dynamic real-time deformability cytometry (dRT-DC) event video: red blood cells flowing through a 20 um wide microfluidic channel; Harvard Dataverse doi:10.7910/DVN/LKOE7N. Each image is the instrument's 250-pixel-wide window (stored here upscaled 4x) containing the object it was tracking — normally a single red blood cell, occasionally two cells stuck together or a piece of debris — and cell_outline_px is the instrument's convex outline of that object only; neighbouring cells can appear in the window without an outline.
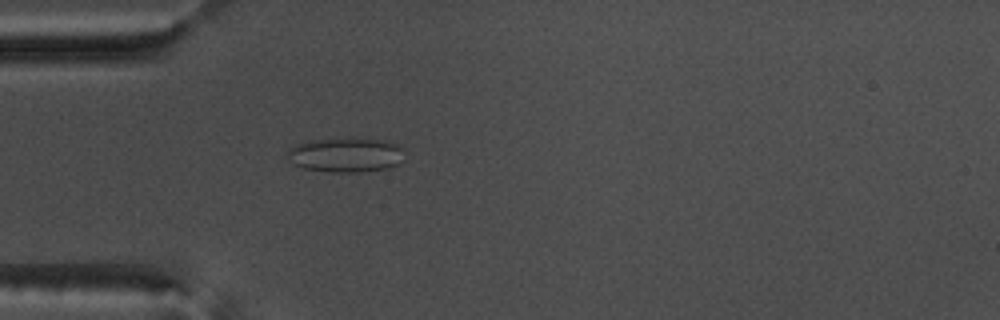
{"species": "common noctule bat (a hibernating species)", "species_latin": "Nyctalus noctula", "temperature_condition": "warm", "stored_images_in_passage": 54, "camera_frame_rate_fps": 3000, "um_per_image_px": 0.085, "animal": {"sex": "male", "body_mass_g": 17.5, "forearm_length_mm": 52.3}, "frame": {"image": 1, "passage_image": 16, "time_ms": 5.0, "image_size_px": [1000, 320], "cell_outline_px": [[404, 160], [388, 168], [360, 172], [328, 172], [304, 168], [292, 164], [288, 160], [288, 148], [296, 144], [312, 140], [388, 140], [400, 144], [404, 148]], "centroid_in_image_um": [29.42, 13.19], "position_along_channel_um": 55.6, "area_um2": 23.41}}
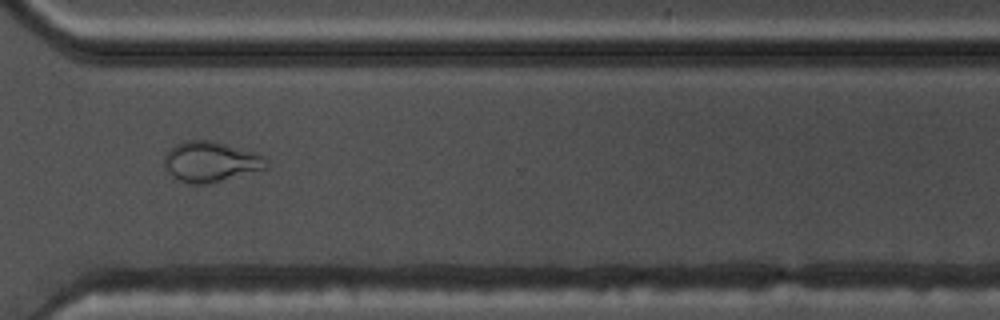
{"frame": {"image": 2, "passage_image": 40, "time_ms": 13.0, "image_size_px": [1000, 320], "cell_outline_px": [[268, 168], [204, 184], [192, 184], [180, 180], [168, 172], [164, 164], [164, 156], [168, 148], [176, 144], [188, 140], [212, 140], [252, 152], [264, 156], [268, 164]], "centroid_in_image_um": [17.87, 13.73], "position_along_channel_um": 352.7, "area_um2": 23.64}}
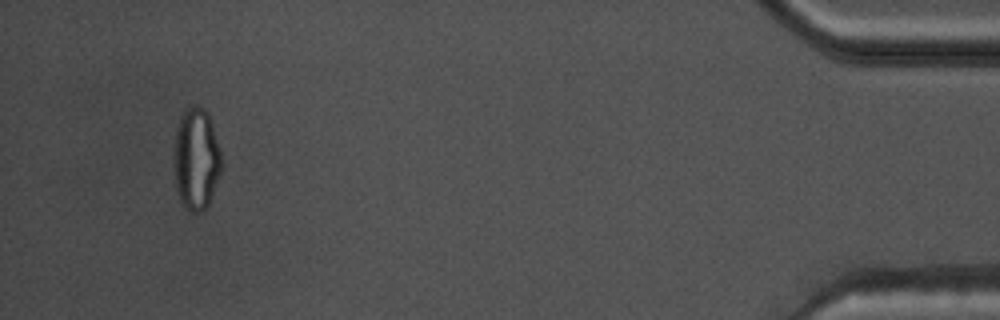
{"frame": {"image": 3, "passage_image": 51, "time_ms": 16.667, "image_size_px": [1000, 320], "cell_outline_px": [[220, 172], [208, 204], [200, 212], [192, 212], [180, 200], [176, 188], [172, 156], [176, 128], [180, 116], [192, 104], [196, 104], [204, 108], [208, 112], [220, 152]], "centroid_in_image_um": [16.63, 13.46], "position_along_channel_um": 418.6, "area_um2": 28.09}, "authors_computed_cell_mechanics": {"area_um2": 24.565, "velocity_mm_per_s": 3.7905, "shape_relaxation_time_tau1_ms": null, "shape_relaxation_time_tau2_ms": 1.2494, "deformation_change_tau1": null, "deformation_change_tau2": 0.0831}}